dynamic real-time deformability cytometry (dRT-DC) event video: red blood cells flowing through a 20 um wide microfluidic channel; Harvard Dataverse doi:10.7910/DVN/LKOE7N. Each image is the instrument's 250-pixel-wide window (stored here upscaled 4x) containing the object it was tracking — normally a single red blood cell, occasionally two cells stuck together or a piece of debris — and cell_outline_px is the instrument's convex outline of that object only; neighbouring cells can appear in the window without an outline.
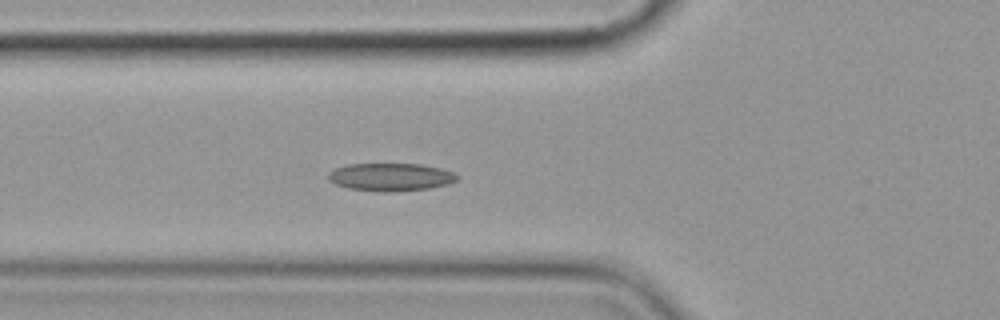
{"species": "common noctule bat (a hibernating species)", "species_latin": "Nyctalus noctula", "temperature_condition": "cold", "stored_images_in_passage": 6, "camera_frame_rate_fps": 3000, "um_per_image_px": 0.085, "animal": {"sex": "female", "body_mass_g": 19.9}, "frame": {"image": 1, "passage_image": 6, "time_ms": 6.667, "image_size_px": [1000, 320], "cell_outline_px": [[460, 176], [456, 180], [448, 184], [428, 188], [392, 192], [384, 192], [348, 188], [336, 184], [328, 180], [328, 172], [336, 168], [348, 164], [420, 164], [440, 168], [456, 172]], "centroid_in_image_um": [33.22, 15.04], "position_along_channel_um": 92.6, "area_um2": 20.92}}